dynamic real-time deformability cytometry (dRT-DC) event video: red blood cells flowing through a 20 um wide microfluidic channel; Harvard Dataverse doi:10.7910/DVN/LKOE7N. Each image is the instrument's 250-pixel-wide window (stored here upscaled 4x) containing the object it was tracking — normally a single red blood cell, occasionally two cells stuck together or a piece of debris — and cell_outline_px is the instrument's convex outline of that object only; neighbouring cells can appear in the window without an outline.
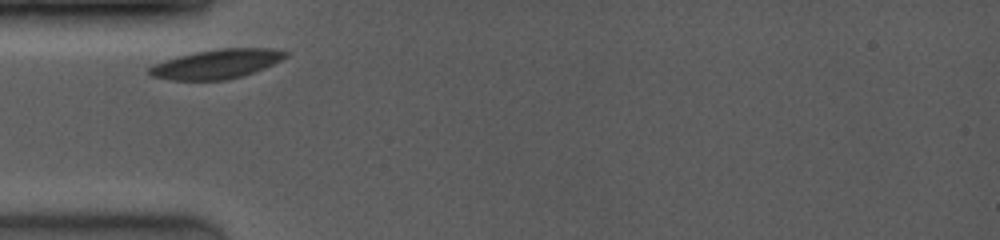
{"species": "common noctule bat (a hibernating species)", "species_latin": "Nyctalus noctula", "temperature_condition": "room temperature", "stored_images_in_passage": 6, "camera_frame_rate_fps": 4000, "um_per_image_px": 0.085, "animal": {"sex": "female", "body_mass_g": 19.0, "forearm_length_mm": 53.3}, "frame": {"image": 1, "passage_image": 1, "time_ms": 0.0, "image_size_px": [1000, 240], "cell_outline_px": [[288, 56], [272, 64], [252, 72], [240, 76], [224, 80], [172, 80], [152, 76], [148, 72], [148, 68], [156, 64], [180, 56], [196, 52], [220, 48], [272, 48], [288, 52]], "centroid_in_image_um": [18.43, 5.43], "position_along_channel_um": 66.6, "area_um2": 22.72}}
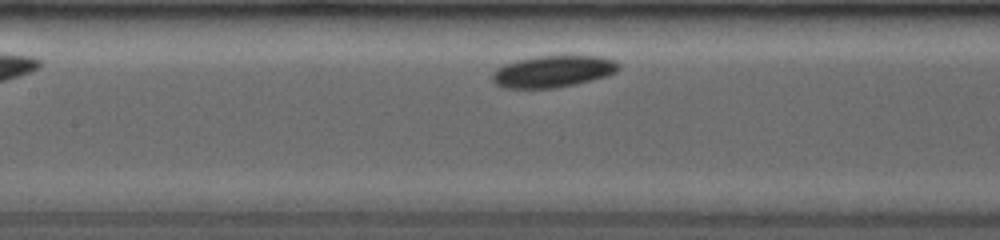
{"frame": {"image": 2, "passage_image": 5, "time_ms": 1.0, "image_size_px": [1000, 240], "cell_outline_px": [[620, 64], [616, 72], [604, 76], [572, 84], [552, 88], [508, 88], [496, 84], [492, 80], [492, 76], [504, 64], [536, 56], [600, 56], [616, 60]], "centroid_in_image_um": [47.03, 6.06], "position_along_channel_um": 160.4, "area_um2": 22.77}}